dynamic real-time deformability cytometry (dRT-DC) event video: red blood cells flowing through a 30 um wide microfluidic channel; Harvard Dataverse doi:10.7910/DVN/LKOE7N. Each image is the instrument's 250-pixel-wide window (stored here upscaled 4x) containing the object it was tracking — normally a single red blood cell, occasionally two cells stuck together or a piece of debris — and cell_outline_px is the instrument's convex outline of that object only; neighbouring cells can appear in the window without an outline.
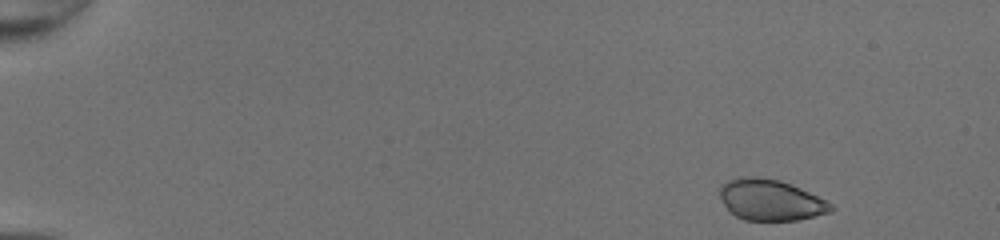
{"species": "common noctule bat (a hibernating species)", "species_latin": "Nyctalus noctula", "temperature_condition": "room temperature", "stored_images_in_passage": 46, "camera_frame_rate_fps": 3000, "um_per_image_px": 0.085, "animal": {"sex": "female", "body_mass_g": 20.0, "forearm_length_mm": 54.0}, "frame": {"image": 1, "passage_image": 2, "time_ms": 0.333, "image_size_px": [1000, 240], "cell_outline_px": [[836, 208], [832, 212], [796, 220], [744, 220], [728, 212], [720, 196], [720, 184], [728, 180], [740, 176], [756, 176], [780, 180], [792, 184], [832, 204]], "centroid_in_image_um": [65.46, 16.99], "position_along_channel_um": 19.5, "area_um2": 26.7}}
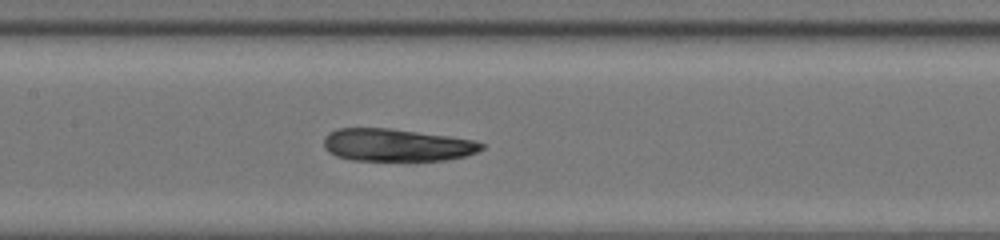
{"frame": {"image": 2, "passage_image": 23, "time_ms": 7.333, "image_size_px": [1000, 240], "cell_outline_px": [[484, 148], [476, 152], [464, 156], [444, 160], [352, 160], [336, 156], [328, 152], [324, 148], [324, 136], [328, 132], [336, 128], [388, 128], [448, 136], [476, 140], [484, 144]], "centroid_in_image_um": [33.68, 12.32], "position_along_channel_um": 173.7, "area_um2": 29.88}}
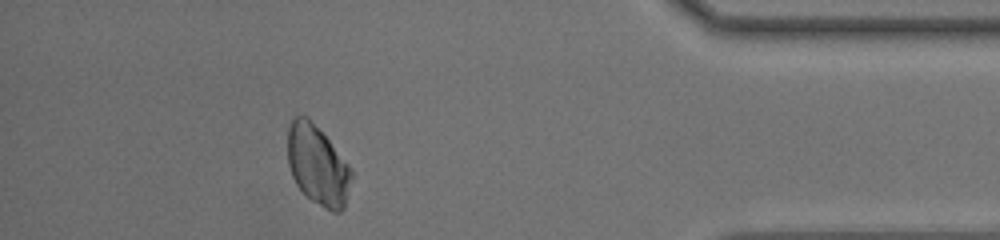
{"frame": {"image": 3, "passage_image": 42, "time_ms": 13.667, "image_size_px": [1000, 240], "cell_outline_px": [[352, 176], [344, 208], [340, 212], [332, 212], [324, 208], [312, 200], [296, 184], [292, 176], [288, 164], [288, 124], [292, 116], [308, 116], [352, 168]], "centroid_in_image_um": [26.99, 14.03], "position_along_channel_um": 408.2, "area_um2": 29.54}}